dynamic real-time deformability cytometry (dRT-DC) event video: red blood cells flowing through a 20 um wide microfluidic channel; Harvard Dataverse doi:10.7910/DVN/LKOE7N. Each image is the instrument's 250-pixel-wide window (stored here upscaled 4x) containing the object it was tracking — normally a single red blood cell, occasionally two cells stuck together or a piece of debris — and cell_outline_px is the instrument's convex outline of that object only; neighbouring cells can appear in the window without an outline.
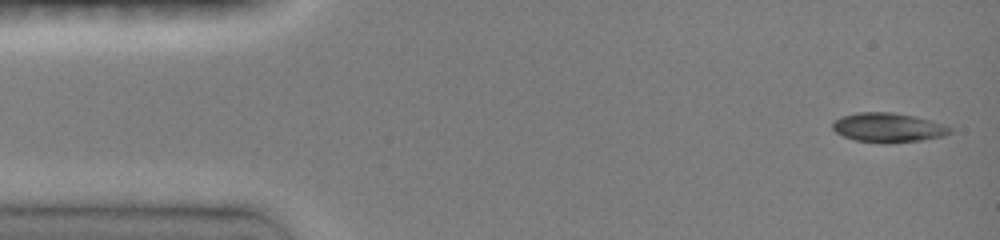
{"species": "common noctule bat (a hibernating species)", "species_latin": "Nyctalus noctula", "temperature_condition": "room temperature", "stored_images_in_passage": 29, "camera_frame_rate_fps": 3000, "um_per_image_px": 0.085, "animal": {"sex": "female", "body_mass_g": 19.0, "forearm_length_mm": 51.5}, "frame": {"image": 1, "passage_image": 1, "time_ms": 0.0, "image_size_px": [1000, 240], "cell_outline_px": [[952, 132], [944, 136], [924, 140], [888, 144], [880, 144], [852, 140], [836, 132], [832, 128], [832, 120], [856, 112], [892, 112], [916, 116], [932, 120], [944, 124], [952, 128]], "centroid_in_image_um": [75.5, 10.86], "position_along_channel_um": 9.5, "area_um2": 20.63}}
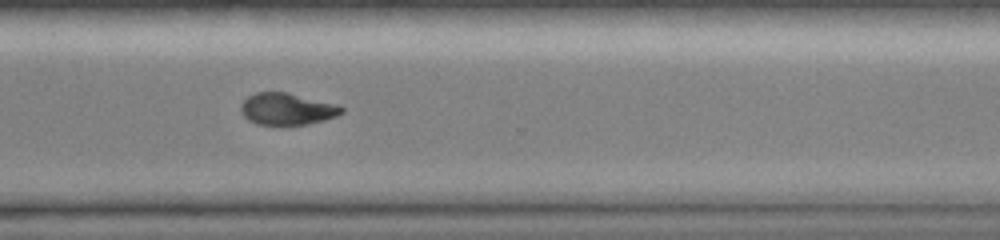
{"frame": {"image": 2, "passage_image": 19, "time_ms": 11.0, "image_size_px": [1000, 240], "cell_outline_px": [[344, 112], [336, 116], [324, 120], [308, 124], [256, 124], [248, 120], [244, 116], [240, 108], [240, 104], [248, 96], [256, 92], [288, 92], [336, 104], [344, 108]], "centroid_in_image_um": [24.39, 9.25], "position_along_channel_um": 346.2, "area_um2": 18.61}}
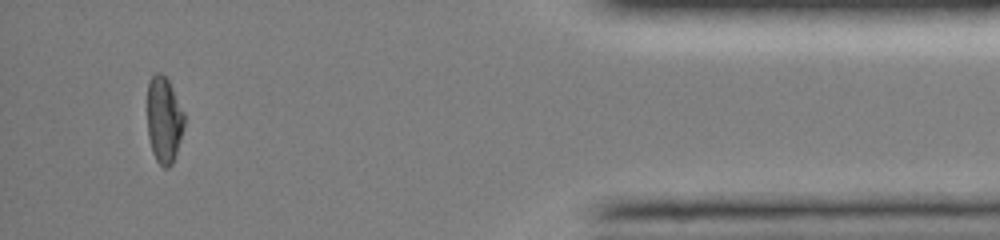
{"frame": {"image": 3, "passage_image": 27, "time_ms": 14.0, "image_size_px": [1000, 240], "cell_outline_px": [[184, 124], [176, 152], [172, 164], [168, 168], [164, 168], [156, 160], [152, 152], [148, 136], [148, 80], [156, 72], [160, 72], [168, 80], [184, 112]], "centroid_in_image_um": [13.93, 10.18], "position_along_channel_um": 421.3, "area_um2": 18.38}, "authors_computed_cell_mechanics": {"area_um2": 19.5364, "velocity_mm_per_s": 4.0468, "shape_relaxation_time_tau1_ms": 6.4862, "shape_relaxation_time_tau2_ms": 2.1838, "deformation_change_tau1": 0.1774, "deformation_change_tau2": 0.0454}}